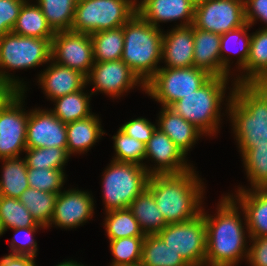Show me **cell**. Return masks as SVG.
<instances>
[{
  "label": "cell",
  "instance_id": "cell-1",
  "mask_svg": "<svg viewBox=\"0 0 267 266\" xmlns=\"http://www.w3.org/2000/svg\"><path fill=\"white\" fill-rule=\"evenodd\" d=\"M227 194L217 203L214 216L205 212L204 208L201 211L206 224L205 266H238L243 259L247 261L248 258L247 239L250 236L245 213Z\"/></svg>",
  "mask_w": 267,
  "mask_h": 266
},
{
  "label": "cell",
  "instance_id": "cell-2",
  "mask_svg": "<svg viewBox=\"0 0 267 266\" xmlns=\"http://www.w3.org/2000/svg\"><path fill=\"white\" fill-rule=\"evenodd\" d=\"M197 172L193 167L180 174L150 175L147 189L168 224L187 222L201 214L205 186Z\"/></svg>",
  "mask_w": 267,
  "mask_h": 266
},
{
  "label": "cell",
  "instance_id": "cell-3",
  "mask_svg": "<svg viewBox=\"0 0 267 266\" xmlns=\"http://www.w3.org/2000/svg\"><path fill=\"white\" fill-rule=\"evenodd\" d=\"M240 154L253 145H267V85L234 84L225 104Z\"/></svg>",
  "mask_w": 267,
  "mask_h": 266
},
{
  "label": "cell",
  "instance_id": "cell-4",
  "mask_svg": "<svg viewBox=\"0 0 267 266\" xmlns=\"http://www.w3.org/2000/svg\"><path fill=\"white\" fill-rule=\"evenodd\" d=\"M229 77L212 76L203 86L191 94L173 103L169 108L182 116L186 121L195 125L206 136H216L222 121V105L232 97L234 82ZM228 86V88H227ZM229 89V96H226Z\"/></svg>",
  "mask_w": 267,
  "mask_h": 266
},
{
  "label": "cell",
  "instance_id": "cell-5",
  "mask_svg": "<svg viewBox=\"0 0 267 266\" xmlns=\"http://www.w3.org/2000/svg\"><path fill=\"white\" fill-rule=\"evenodd\" d=\"M122 27L121 60L145 84L161 67L163 29L151 25L137 12Z\"/></svg>",
  "mask_w": 267,
  "mask_h": 266
},
{
  "label": "cell",
  "instance_id": "cell-6",
  "mask_svg": "<svg viewBox=\"0 0 267 266\" xmlns=\"http://www.w3.org/2000/svg\"><path fill=\"white\" fill-rule=\"evenodd\" d=\"M52 38H35L13 32L0 37V75L16 90L27 91L26 83L9 73L36 68L51 60Z\"/></svg>",
  "mask_w": 267,
  "mask_h": 266
},
{
  "label": "cell",
  "instance_id": "cell-7",
  "mask_svg": "<svg viewBox=\"0 0 267 266\" xmlns=\"http://www.w3.org/2000/svg\"><path fill=\"white\" fill-rule=\"evenodd\" d=\"M102 178L105 212L129 208L148 184L150 174L144 166L111 160Z\"/></svg>",
  "mask_w": 267,
  "mask_h": 266
},
{
  "label": "cell",
  "instance_id": "cell-8",
  "mask_svg": "<svg viewBox=\"0 0 267 266\" xmlns=\"http://www.w3.org/2000/svg\"><path fill=\"white\" fill-rule=\"evenodd\" d=\"M139 0H77L72 31L93 34L122 27L136 12Z\"/></svg>",
  "mask_w": 267,
  "mask_h": 266
},
{
  "label": "cell",
  "instance_id": "cell-9",
  "mask_svg": "<svg viewBox=\"0 0 267 266\" xmlns=\"http://www.w3.org/2000/svg\"><path fill=\"white\" fill-rule=\"evenodd\" d=\"M212 75L194 66L186 68L160 67L145 83V94H148L161 107H170L184 96L203 86Z\"/></svg>",
  "mask_w": 267,
  "mask_h": 266
},
{
  "label": "cell",
  "instance_id": "cell-10",
  "mask_svg": "<svg viewBox=\"0 0 267 266\" xmlns=\"http://www.w3.org/2000/svg\"><path fill=\"white\" fill-rule=\"evenodd\" d=\"M25 91H16L0 104V160L18 158L26 148L29 111L25 112Z\"/></svg>",
  "mask_w": 267,
  "mask_h": 266
},
{
  "label": "cell",
  "instance_id": "cell-11",
  "mask_svg": "<svg viewBox=\"0 0 267 266\" xmlns=\"http://www.w3.org/2000/svg\"><path fill=\"white\" fill-rule=\"evenodd\" d=\"M157 235L189 266H205L206 224L202 213L187 222L168 224Z\"/></svg>",
  "mask_w": 267,
  "mask_h": 266
},
{
  "label": "cell",
  "instance_id": "cell-12",
  "mask_svg": "<svg viewBox=\"0 0 267 266\" xmlns=\"http://www.w3.org/2000/svg\"><path fill=\"white\" fill-rule=\"evenodd\" d=\"M245 24L244 0H196L195 28L222 35Z\"/></svg>",
  "mask_w": 267,
  "mask_h": 266
},
{
  "label": "cell",
  "instance_id": "cell-13",
  "mask_svg": "<svg viewBox=\"0 0 267 266\" xmlns=\"http://www.w3.org/2000/svg\"><path fill=\"white\" fill-rule=\"evenodd\" d=\"M86 80L87 85H93L90 91L92 94L100 92L113 99L123 96L136 86L145 91V84L121 59L94 62Z\"/></svg>",
  "mask_w": 267,
  "mask_h": 266
},
{
  "label": "cell",
  "instance_id": "cell-14",
  "mask_svg": "<svg viewBox=\"0 0 267 266\" xmlns=\"http://www.w3.org/2000/svg\"><path fill=\"white\" fill-rule=\"evenodd\" d=\"M51 59L87 77L94 65L91 35L72 30L55 32L51 41Z\"/></svg>",
  "mask_w": 267,
  "mask_h": 266
},
{
  "label": "cell",
  "instance_id": "cell-15",
  "mask_svg": "<svg viewBox=\"0 0 267 266\" xmlns=\"http://www.w3.org/2000/svg\"><path fill=\"white\" fill-rule=\"evenodd\" d=\"M94 202L92 193L88 191L76 188L62 190L57 195L54 212L46 229L53 225L66 230L83 226L94 216Z\"/></svg>",
  "mask_w": 267,
  "mask_h": 266
},
{
  "label": "cell",
  "instance_id": "cell-16",
  "mask_svg": "<svg viewBox=\"0 0 267 266\" xmlns=\"http://www.w3.org/2000/svg\"><path fill=\"white\" fill-rule=\"evenodd\" d=\"M147 159L155 163L154 166L144 165L150 175L180 174L193 168L192 164L187 163L188 160L182 151L158 128L145 144V160Z\"/></svg>",
  "mask_w": 267,
  "mask_h": 266
},
{
  "label": "cell",
  "instance_id": "cell-17",
  "mask_svg": "<svg viewBox=\"0 0 267 266\" xmlns=\"http://www.w3.org/2000/svg\"><path fill=\"white\" fill-rule=\"evenodd\" d=\"M58 147L67 151L66 123L49 109L29 110L26 130V148Z\"/></svg>",
  "mask_w": 267,
  "mask_h": 266
},
{
  "label": "cell",
  "instance_id": "cell-18",
  "mask_svg": "<svg viewBox=\"0 0 267 266\" xmlns=\"http://www.w3.org/2000/svg\"><path fill=\"white\" fill-rule=\"evenodd\" d=\"M196 0H140L137 13L156 28L159 23L180 21L176 27L193 25ZM183 21V22H182Z\"/></svg>",
  "mask_w": 267,
  "mask_h": 266
},
{
  "label": "cell",
  "instance_id": "cell-19",
  "mask_svg": "<svg viewBox=\"0 0 267 266\" xmlns=\"http://www.w3.org/2000/svg\"><path fill=\"white\" fill-rule=\"evenodd\" d=\"M47 65L37 77V83L47 99L55 100L82 90L87 85L86 76L79 71L60 65L52 59Z\"/></svg>",
  "mask_w": 267,
  "mask_h": 266
},
{
  "label": "cell",
  "instance_id": "cell-20",
  "mask_svg": "<svg viewBox=\"0 0 267 266\" xmlns=\"http://www.w3.org/2000/svg\"><path fill=\"white\" fill-rule=\"evenodd\" d=\"M164 61V62H163ZM162 62L164 67L194 66V26L173 27L163 31Z\"/></svg>",
  "mask_w": 267,
  "mask_h": 266
},
{
  "label": "cell",
  "instance_id": "cell-21",
  "mask_svg": "<svg viewBox=\"0 0 267 266\" xmlns=\"http://www.w3.org/2000/svg\"><path fill=\"white\" fill-rule=\"evenodd\" d=\"M235 192L229 195L245 213L250 238L267 236V189L239 186Z\"/></svg>",
  "mask_w": 267,
  "mask_h": 266
},
{
  "label": "cell",
  "instance_id": "cell-22",
  "mask_svg": "<svg viewBox=\"0 0 267 266\" xmlns=\"http://www.w3.org/2000/svg\"><path fill=\"white\" fill-rule=\"evenodd\" d=\"M157 115L156 122H158L155 123L157 128L165 133L185 156L201 137L206 136L195 125L186 121L169 107H161Z\"/></svg>",
  "mask_w": 267,
  "mask_h": 266
},
{
  "label": "cell",
  "instance_id": "cell-23",
  "mask_svg": "<svg viewBox=\"0 0 267 266\" xmlns=\"http://www.w3.org/2000/svg\"><path fill=\"white\" fill-rule=\"evenodd\" d=\"M235 76L231 78L234 84L267 82V29L259 28L251 34L246 66Z\"/></svg>",
  "mask_w": 267,
  "mask_h": 266
},
{
  "label": "cell",
  "instance_id": "cell-24",
  "mask_svg": "<svg viewBox=\"0 0 267 266\" xmlns=\"http://www.w3.org/2000/svg\"><path fill=\"white\" fill-rule=\"evenodd\" d=\"M221 35L194 27V67L212 76L228 77L220 57Z\"/></svg>",
  "mask_w": 267,
  "mask_h": 266
},
{
  "label": "cell",
  "instance_id": "cell-25",
  "mask_svg": "<svg viewBox=\"0 0 267 266\" xmlns=\"http://www.w3.org/2000/svg\"><path fill=\"white\" fill-rule=\"evenodd\" d=\"M101 119L96 114L66 124L67 153H87L106 132L102 129Z\"/></svg>",
  "mask_w": 267,
  "mask_h": 266
},
{
  "label": "cell",
  "instance_id": "cell-26",
  "mask_svg": "<svg viewBox=\"0 0 267 266\" xmlns=\"http://www.w3.org/2000/svg\"><path fill=\"white\" fill-rule=\"evenodd\" d=\"M250 28L252 27L246 23L240 28L228 31L227 33L221 35L220 57L223 64V72L229 78L234 75V72L230 70L231 64L233 63L230 57L231 53H233L237 58L235 63V65L237 64V67H235L238 69L237 72H240L246 66V62L249 57L251 40V33L248 35Z\"/></svg>",
  "mask_w": 267,
  "mask_h": 266
},
{
  "label": "cell",
  "instance_id": "cell-27",
  "mask_svg": "<svg viewBox=\"0 0 267 266\" xmlns=\"http://www.w3.org/2000/svg\"><path fill=\"white\" fill-rule=\"evenodd\" d=\"M129 209L144 235L158 234L168 225L147 188L132 201Z\"/></svg>",
  "mask_w": 267,
  "mask_h": 266
},
{
  "label": "cell",
  "instance_id": "cell-28",
  "mask_svg": "<svg viewBox=\"0 0 267 266\" xmlns=\"http://www.w3.org/2000/svg\"><path fill=\"white\" fill-rule=\"evenodd\" d=\"M13 33L35 38H53L54 31L37 3L26 0L19 12Z\"/></svg>",
  "mask_w": 267,
  "mask_h": 266
},
{
  "label": "cell",
  "instance_id": "cell-29",
  "mask_svg": "<svg viewBox=\"0 0 267 266\" xmlns=\"http://www.w3.org/2000/svg\"><path fill=\"white\" fill-rule=\"evenodd\" d=\"M0 196L19 198L29 188L25 158L1 159Z\"/></svg>",
  "mask_w": 267,
  "mask_h": 266
},
{
  "label": "cell",
  "instance_id": "cell-30",
  "mask_svg": "<svg viewBox=\"0 0 267 266\" xmlns=\"http://www.w3.org/2000/svg\"><path fill=\"white\" fill-rule=\"evenodd\" d=\"M87 86L82 90L52 100L55 106L50 111L66 124L93 115L90 107V97L93 94L85 92Z\"/></svg>",
  "mask_w": 267,
  "mask_h": 266
},
{
  "label": "cell",
  "instance_id": "cell-31",
  "mask_svg": "<svg viewBox=\"0 0 267 266\" xmlns=\"http://www.w3.org/2000/svg\"><path fill=\"white\" fill-rule=\"evenodd\" d=\"M141 266H189L181 255L165 244L157 234L145 235Z\"/></svg>",
  "mask_w": 267,
  "mask_h": 266
},
{
  "label": "cell",
  "instance_id": "cell-32",
  "mask_svg": "<svg viewBox=\"0 0 267 266\" xmlns=\"http://www.w3.org/2000/svg\"><path fill=\"white\" fill-rule=\"evenodd\" d=\"M93 45L94 62L116 61L123 54V27L102 30L90 34Z\"/></svg>",
  "mask_w": 267,
  "mask_h": 266
},
{
  "label": "cell",
  "instance_id": "cell-33",
  "mask_svg": "<svg viewBox=\"0 0 267 266\" xmlns=\"http://www.w3.org/2000/svg\"><path fill=\"white\" fill-rule=\"evenodd\" d=\"M58 193L27 188L18 198L36 222L47 228L52 218Z\"/></svg>",
  "mask_w": 267,
  "mask_h": 266
},
{
  "label": "cell",
  "instance_id": "cell-34",
  "mask_svg": "<svg viewBox=\"0 0 267 266\" xmlns=\"http://www.w3.org/2000/svg\"><path fill=\"white\" fill-rule=\"evenodd\" d=\"M104 214L106 216L103 219V226L109 240L145 236L129 208L110 210Z\"/></svg>",
  "mask_w": 267,
  "mask_h": 266
},
{
  "label": "cell",
  "instance_id": "cell-35",
  "mask_svg": "<svg viewBox=\"0 0 267 266\" xmlns=\"http://www.w3.org/2000/svg\"><path fill=\"white\" fill-rule=\"evenodd\" d=\"M54 32L71 30L77 0H36Z\"/></svg>",
  "mask_w": 267,
  "mask_h": 266
},
{
  "label": "cell",
  "instance_id": "cell-36",
  "mask_svg": "<svg viewBox=\"0 0 267 266\" xmlns=\"http://www.w3.org/2000/svg\"><path fill=\"white\" fill-rule=\"evenodd\" d=\"M241 157L249 189H267V145H253Z\"/></svg>",
  "mask_w": 267,
  "mask_h": 266
},
{
  "label": "cell",
  "instance_id": "cell-37",
  "mask_svg": "<svg viewBox=\"0 0 267 266\" xmlns=\"http://www.w3.org/2000/svg\"><path fill=\"white\" fill-rule=\"evenodd\" d=\"M0 222L3 231L11 228L42 226L17 198L0 196Z\"/></svg>",
  "mask_w": 267,
  "mask_h": 266
},
{
  "label": "cell",
  "instance_id": "cell-38",
  "mask_svg": "<svg viewBox=\"0 0 267 266\" xmlns=\"http://www.w3.org/2000/svg\"><path fill=\"white\" fill-rule=\"evenodd\" d=\"M144 238L145 236H135L109 240L110 251L114 256L109 266H134L140 264Z\"/></svg>",
  "mask_w": 267,
  "mask_h": 266
},
{
  "label": "cell",
  "instance_id": "cell-39",
  "mask_svg": "<svg viewBox=\"0 0 267 266\" xmlns=\"http://www.w3.org/2000/svg\"><path fill=\"white\" fill-rule=\"evenodd\" d=\"M24 152L27 167L35 169L65 171V165L70 158L65 149L58 147L27 148Z\"/></svg>",
  "mask_w": 267,
  "mask_h": 266
},
{
  "label": "cell",
  "instance_id": "cell-40",
  "mask_svg": "<svg viewBox=\"0 0 267 266\" xmlns=\"http://www.w3.org/2000/svg\"><path fill=\"white\" fill-rule=\"evenodd\" d=\"M115 155L112 160L144 166L145 144L127 135L120 128L113 135Z\"/></svg>",
  "mask_w": 267,
  "mask_h": 266
},
{
  "label": "cell",
  "instance_id": "cell-41",
  "mask_svg": "<svg viewBox=\"0 0 267 266\" xmlns=\"http://www.w3.org/2000/svg\"><path fill=\"white\" fill-rule=\"evenodd\" d=\"M27 177L30 188L50 193L61 192L67 179L66 172L62 170L44 168H28Z\"/></svg>",
  "mask_w": 267,
  "mask_h": 266
},
{
  "label": "cell",
  "instance_id": "cell-42",
  "mask_svg": "<svg viewBox=\"0 0 267 266\" xmlns=\"http://www.w3.org/2000/svg\"><path fill=\"white\" fill-rule=\"evenodd\" d=\"M38 229L46 228L43 226L11 228L14 231V237L9 244L11 249L9 254L27 255L36 258L38 247L34 234Z\"/></svg>",
  "mask_w": 267,
  "mask_h": 266
},
{
  "label": "cell",
  "instance_id": "cell-43",
  "mask_svg": "<svg viewBox=\"0 0 267 266\" xmlns=\"http://www.w3.org/2000/svg\"><path fill=\"white\" fill-rule=\"evenodd\" d=\"M26 0H0V37L12 32Z\"/></svg>",
  "mask_w": 267,
  "mask_h": 266
},
{
  "label": "cell",
  "instance_id": "cell-44",
  "mask_svg": "<svg viewBox=\"0 0 267 266\" xmlns=\"http://www.w3.org/2000/svg\"><path fill=\"white\" fill-rule=\"evenodd\" d=\"M119 128L135 140L146 144L156 130L157 125L146 118L138 117L127 121Z\"/></svg>",
  "mask_w": 267,
  "mask_h": 266
},
{
  "label": "cell",
  "instance_id": "cell-45",
  "mask_svg": "<svg viewBox=\"0 0 267 266\" xmlns=\"http://www.w3.org/2000/svg\"><path fill=\"white\" fill-rule=\"evenodd\" d=\"M245 20L251 27L257 21L264 22L267 29V0H244Z\"/></svg>",
  "mask_w": 267,
  "mask_h": 266
},
{
  "label": "cell",
  "instance_id": "cell-46",
  "mask_svg": "<svg viewBox=\"0 0 267 266\" xmlns=\"http://www.w3.org/2000/svg\"><path fill=\"white\" fill-rule=\"evenodd\" d=\"M247 262L249 266H267V236L250 238Z\"/></svg>",
  "mask_w": 267,
  "mask_h": 266
},
{
  "label": "cell",
  "instance_id": "cell-47",
  "mask_svg": "<svg viewBox=\"0 0 267 266\" xmlns=\"http://www.w3.org/2000/svg\"><path fill=\"white\" fill-rule=\"evenodd\" d=\"M0 266H36V264L34 257L8 254L0 258Z\"/></svg>",
  "mask_w": 267,
  "mask_h": 266
},
{
  "label": "cell",
  "instance_id": "cell-48",
  "mask_svg": "<svg viewBox=\"0 0 267 266\" xmlns=\"http://www.w3.org/2000/svg\"><path fill=\"white\" fill-rule=\"evenodd\" d=\"M16 90L0 75V104H3Z\"/></svg>",
  "mask_w": 267,
  "mask_h": 266
},
{
  "label": "cell",
  "instance_id": "cell-49",
  "mask_svg": "<svg viewBox=\"0 0 267 266\" xmlns=\"http://www.w3.org/2000/svg\"><path fill=\"white\" fill-rule=\"evenodd\" d=\"M55 266H86V265L82 264L81 262L78 263L77 261H73V259H71V260H68V261L65 260L63 262H60Z\"/></svg>",
  "mask_w": 267,
  "mask_h": 266
},
{
  "label": "cell",
  "instance_id": "cell-50",
  "mask_svg": "<svg viewBox=\"0 0 267 266\" xmlns=\"http://www.w3.org/2000/svg\"><path fill=\"white\" fill-rule=\"evenodd\" d=\"M3 234H5V232L3 231V228H2V226H1V222H0V237H1Z\"/></svg>",
  "mask_w": 267,
  "mask_h": 266
}]
</instances>
